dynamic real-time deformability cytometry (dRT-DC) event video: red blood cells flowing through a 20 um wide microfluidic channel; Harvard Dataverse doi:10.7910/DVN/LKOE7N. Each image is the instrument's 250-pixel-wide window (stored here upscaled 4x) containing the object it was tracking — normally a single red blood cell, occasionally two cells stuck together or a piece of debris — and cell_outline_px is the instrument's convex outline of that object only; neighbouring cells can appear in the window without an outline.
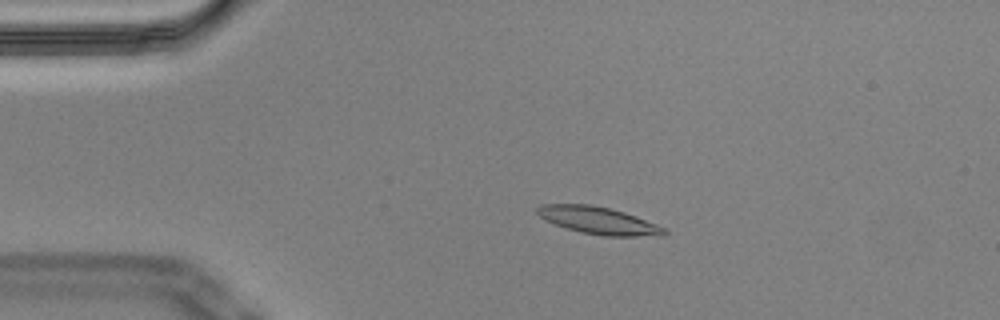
{"species": "Egyptian fruit bat (a non-hibernating species)", "species_latin": "Rousettus aegyptiacus", "temperature_condition": "cold", "stored_images_in_passage": 56, "camera_frame_rate_fps": 3000, "um_per_image_px": 0.085, "animal": {"sex": "male"}, "frame": {"image": 1, "passage_image": 11, "time_ms": 3.333, "image_size_px": [1000, 320], "cell_outline_px": [[668, 232], [664, 236], [604, 236], [580, 232], [544, 220], [536, 212], [536, 208], [540, 204], [592, 204], [624, 212], [668, 228]], "centroid_in_image_um": [50.91, 18.74], "position_along_channel_um": 34.1, "area_um2": 20.29}}
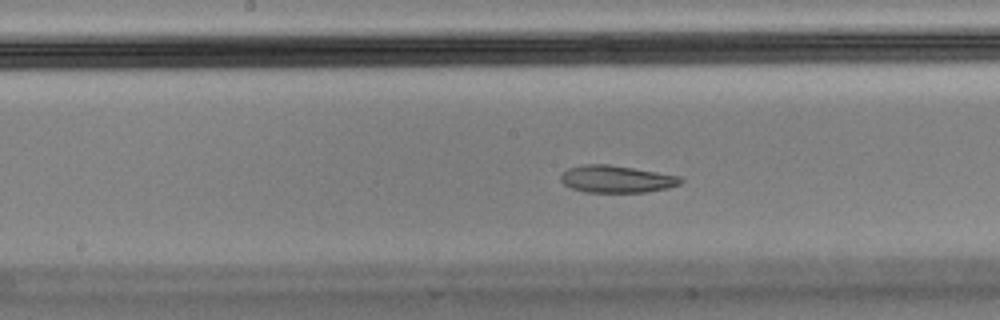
{"frame": {"image": 2, "passage_image": 28, "time_ms": 9.0, "image_size_px": [1000, 320], "cell_outline_px": [[684, 180], [680, 184], [668, 188], [644, 192], [584, 192], [572, 188], [564, 184], [560, 180], [560, 176], [568, 168], [584, 164], [608, 164], [680, 176]], "centroid_in_image_um": [52.39, 15.22], "position_along_channel_um": 195.8, "area_um2": 18.9}}
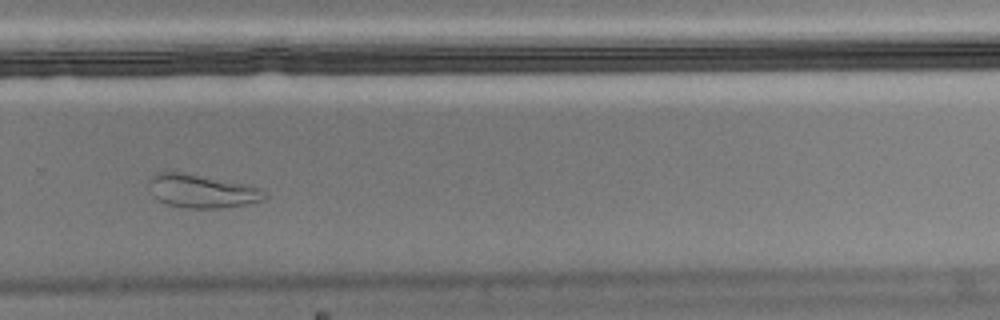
{"frame": {"image": 3, "passage_image": 38, "time_ms": 12.333, "image_size_px": [1000, 320], "cell_outline_px": [[264, 200], [248, 204], [220, 208], [188, 208], [168, 204], [156, 200], [148, 184], [148, 180], [156, 172], [180, 172], [264, 188]], "centroid_in_image_um": [17.13, 16.25], "position_along_channel_um": 312.7, "area_um2": 22.25}, "authors_computed_cell_mechanics": {"area_um2": 20.0277, "velocity_mm_per_s": 3.5203, "shape_relaxation_time_tau1_ms": null, "shape_relaxation_time_tau2_ms": 2.895, "deformation_change_tau1": null, "deformation_change_tau2": 0.0827}}